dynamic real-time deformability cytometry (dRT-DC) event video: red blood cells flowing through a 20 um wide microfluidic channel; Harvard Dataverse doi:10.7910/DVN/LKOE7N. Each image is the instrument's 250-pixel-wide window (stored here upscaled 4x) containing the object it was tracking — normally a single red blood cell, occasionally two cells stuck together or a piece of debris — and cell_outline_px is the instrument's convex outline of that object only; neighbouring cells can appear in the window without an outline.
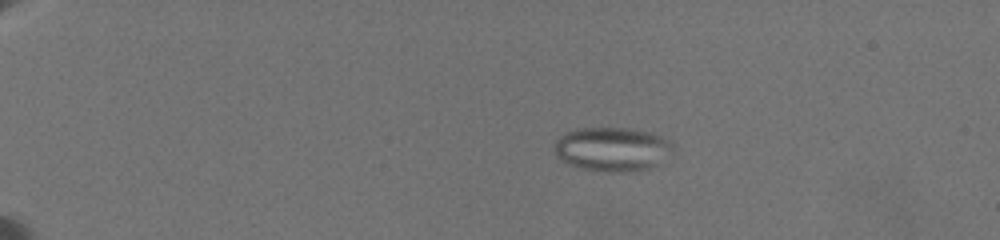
{"species": "common noctule bat (a hibernating species)", "species_latin": "Nyctalus noctula", "temperature_condition": "warm", "stored_images_in_passage": 53, "camera_frame_rate_fps": 3000, "um_per_image_px": 0.085, "animal": {"sex": "female", "body_mass_g": 19.5, "forearm_length_mm": 54.1}, "frame": {"image": 1, "passage_image": 17, "time_ms": 5.0, "image_size_px": [1000, 240], "cell_outline_px": [[672, 148], [656, 164], [648, 168], [624, 172], [612, 172], [580, 168], [568, 164], [560, 160], [556, 156], [556, 140], [564, 132], [580, 128], [628, 128], [648, 132], [672, 140]], "centroid_in_image_um": [51.98, 12.66], "position_along_channel_um": 33.0, "area_um2": 30.0}}
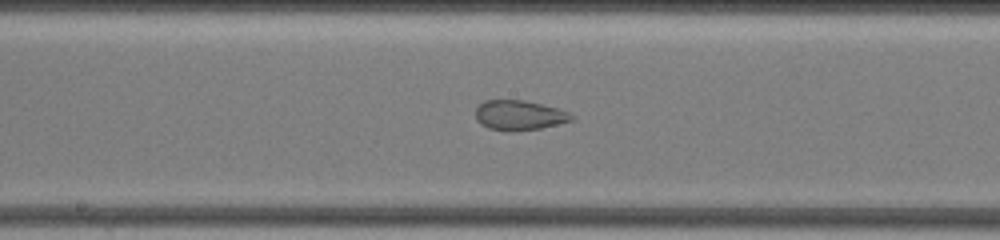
{"frame": {"image": 2, "passage_image": 41, "time_ms": 12.667, "image_size_px": [1000, 240], "cell_outline_px": [[576, 116], [572, 120], [540, 128], [488, 128], [480, 124], [476, 120], [476, 108], [484, 100], [524, 100], [556, 108], [568, 112]], "centroid_in_image_um": [44.13, 9.74], "position_along_channel_um": 204.1, "area_um2": 15.9}}
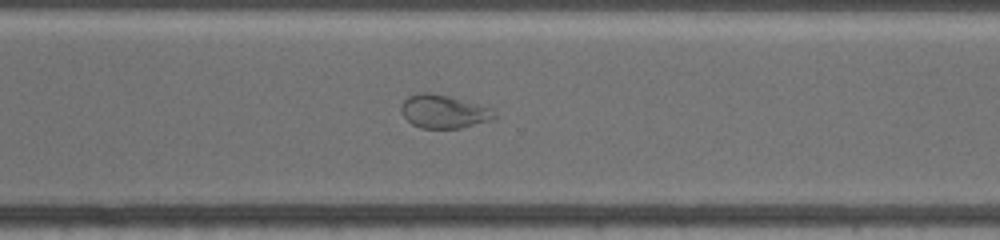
{"frame": {"image": 3, "passage_image": 51, "time_ms": 16.333, "image_size_px": [1000, 240], "cell_outline_px": [[496, 120], [460, 128], [420, 128], [412, 124], [404, 116], [400, 108], [404, 100], [408, 96], [420, 92], [428, 92], [448, 96], [488, 108], [496, 116]], "centroid_in_image_um": [37.69, 9.5], "position_along_channel_um": 332.9, "area_um2": 17.86}}